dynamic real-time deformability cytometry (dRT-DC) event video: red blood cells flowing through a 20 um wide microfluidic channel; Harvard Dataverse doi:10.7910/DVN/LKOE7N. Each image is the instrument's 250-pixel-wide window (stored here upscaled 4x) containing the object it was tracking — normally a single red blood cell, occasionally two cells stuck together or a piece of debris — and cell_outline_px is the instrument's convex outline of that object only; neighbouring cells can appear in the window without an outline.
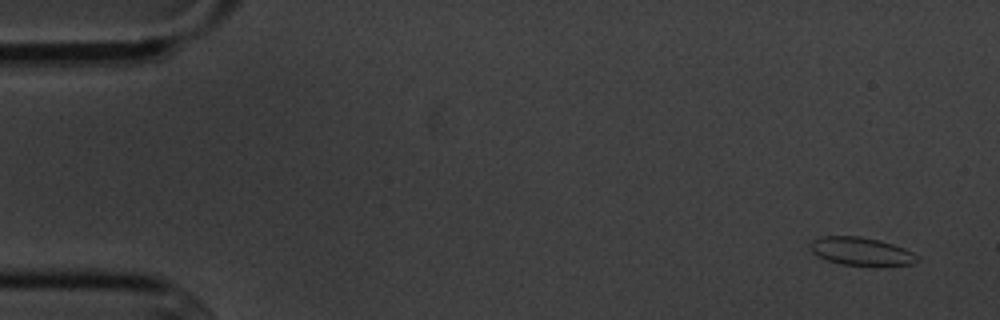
{"species": "common noctule bat (a hibernating species)", "species_latin": "Nyctalus noctula", "temperature_condition": "cold", "stored_images_in_passage": 4, "camera_frame_rate_fps": 3000, "um_per_image_px": 0.085, "animal": {"sex": "male", "body_mass_g": 20.1, "forearm_length_mm": 53.5}, "frame": {"image": 1, "passage_image": 1, "time_ms": 0.0, "image_size_px": [1000, 320], "cell_outline_px": [[920, 260], [912, 264], [880, 268], [844, 264], [828, 260], [816, 256], [812, 252], [812, 240], [820, 236], [860, 236], [880, 240], [904, 248], [912, 252]], "centroid_in_image_um": [73.25, 21.4], "position_along_channel_um": 11.7, "area_um2": 17.92}}